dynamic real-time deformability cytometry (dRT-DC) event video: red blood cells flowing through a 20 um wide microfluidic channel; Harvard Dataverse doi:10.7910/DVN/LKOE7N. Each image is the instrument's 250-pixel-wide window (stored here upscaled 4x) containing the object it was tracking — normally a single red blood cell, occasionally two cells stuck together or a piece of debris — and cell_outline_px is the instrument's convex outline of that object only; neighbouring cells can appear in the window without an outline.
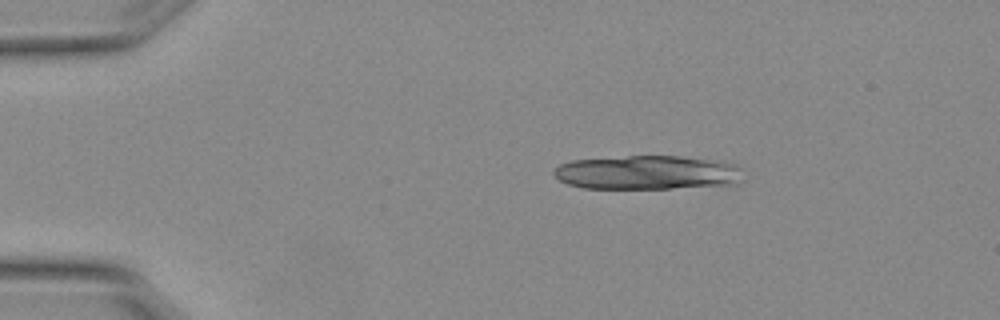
{"species": "Egyptian fruit bat (a non-hibernating species)", "species_latin": "Rousettus aegyptiacus", "temperature_condition": "warm", "stored_images_in_passage": 3, "segment_of_instrument_passage": [1, 2], "camera_frame_rate_fps": 3000, "um_per_image_px": 0.085, "animal": {"sex": "female"}, "frame": {"image": 1, "passage_image": 1, "time_ms": 0.0, "image_size_px": [1000, 320], "cell_outline_px": [[744, 180], [736, 184], [668, 188], [584, 188], [568, 184], [560, 180], [552, 172], [552, 168], [560, 164], [572, 160], [628, 156], [680, 156], [716, 160], [736, 164], [744, 168]], "centroid_in_image_um": [55.09, 14.66], "position_along_channel_um": 29.9, "area_um2": 37.92}}